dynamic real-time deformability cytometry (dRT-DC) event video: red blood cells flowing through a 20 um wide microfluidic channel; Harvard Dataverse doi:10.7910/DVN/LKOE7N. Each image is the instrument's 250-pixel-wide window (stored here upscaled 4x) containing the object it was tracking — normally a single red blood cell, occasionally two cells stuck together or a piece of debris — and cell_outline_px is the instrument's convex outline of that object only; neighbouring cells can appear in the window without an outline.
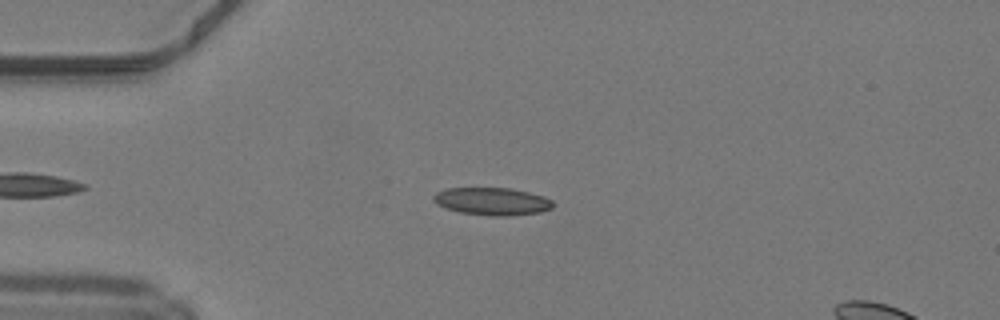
{"species": "common noctule bat (a hibernating species)", "species_latin": "Nyctalus noctula", "temperature_condition": "warm", "stored_images_in_passage": 37, "camera_frame_rate_fps": 3000, "um_per_image_px": 0.085, "animal": {"sex": "male", "body_mass_g": 19.2, "forearm_length_mm": 51.8}, "frame": {"image": 1, "passage_image": 4, "time_ms": 1.0, "image_size_px": [1000, 320], "cell_outline_px": [[552, 208], [540, 212], [508, 216], [492, 216], [460, 212], [444, 208], [436, 204], [432, 200], [432, 196], [436, 192], [448, 188], [512, 188], [544, 196], [552, 200]], "centroid_in_image_um": [41.8, 17.11], "position_along_channel_um": 43.2, "area_um2": 19.31}}
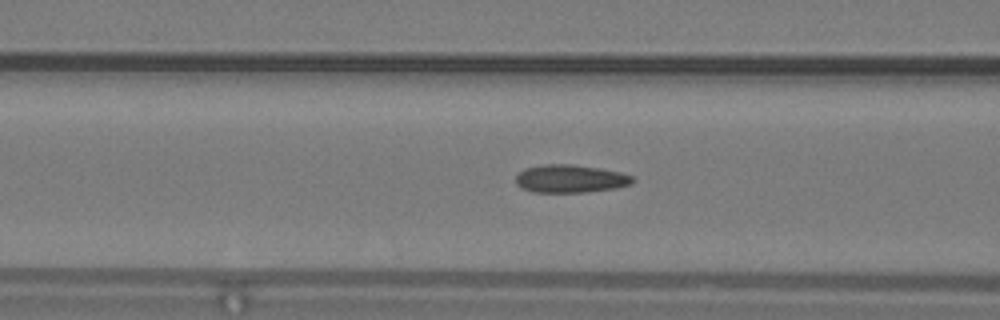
{"frame": {"image": 2, "passage_image": 11, "time_ms": 3.333, "image_size_px": [1000, 320], "cell_outline_px": [[636, 180], [632, 184], [616, 188], [584, 192], [532, 192], [520, 188], [516, 184], [516, 176], [524, 168], [544, 164], [572, 164], [600, 168], [620, 172], [632, 176]], "centroid_in_image_um": [48.48, 15.19], "position_along_channel_um": 118.1, "area_um2": 19.19}}
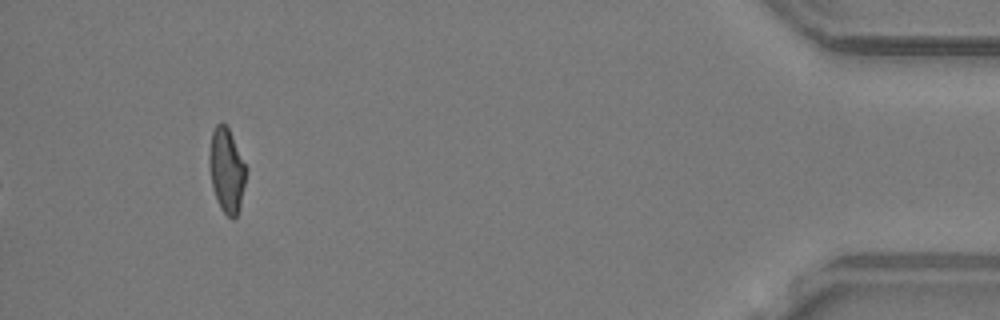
{"frame": {"image": 3, "passage_image": 37, "time_ms": 12.0, "image_size_px": [1000, 320], "cell_outline_px": [[248, 168], [240, 208], [236, 216], [232, 220], [220, 208], [216, 200], [212, 188], [208, 164], [208, 156], [212, 132], [216, 124], [220, 120], [228, 128]], "centroid_in_image_um": [19.26, 14.49], "position_along_channel_um": 415.9, "area_um2": 18.5}, "authors_computed_cell_mechanics": {"area_um2": 18.6116, "velocity_mm_per_s": 4.2335, "shape_relaxation_time_tau1_ms": null, "shape_relaxation_time_tau2_ms": 1.6192, "deformation_change_tau1": null, "deformation_change_tau2": 0.0888}}